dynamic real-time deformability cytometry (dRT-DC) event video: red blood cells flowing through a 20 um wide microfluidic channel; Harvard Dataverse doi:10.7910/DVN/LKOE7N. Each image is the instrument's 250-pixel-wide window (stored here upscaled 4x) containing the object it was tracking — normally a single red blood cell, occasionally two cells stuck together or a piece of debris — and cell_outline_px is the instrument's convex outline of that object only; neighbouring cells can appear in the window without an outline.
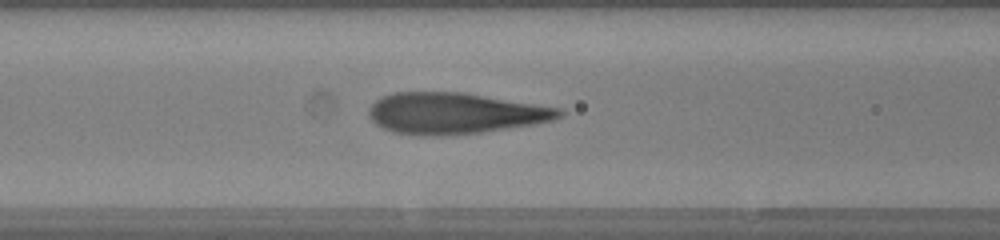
{"species": "human", "species_latin": "Homo sapiens", "temperature_condition": "warm", "stored_images_in_passage": 35, "camera_frame_rate_fps": 3000, "um_per_image_px": 0.085, "donor": {"sex": "female"}, "frame": {"image": 1, "passage_image": 11, "time_ms": 3.333, "image_size_px": [1000, 240], "cell_outline_px": [[564, 112], [560, 116], [552, 120], [532, 124], [480, 132], [440, 136], [392, 132], [376, 124], [368, 116], [368, 108], [380, 96], [392, 92], [464, 92], [560, 108]], "centroid_in_image_um": [38.6, 9.61], "position_along_channel_um": 128.0, "area_um2": 45.37}}
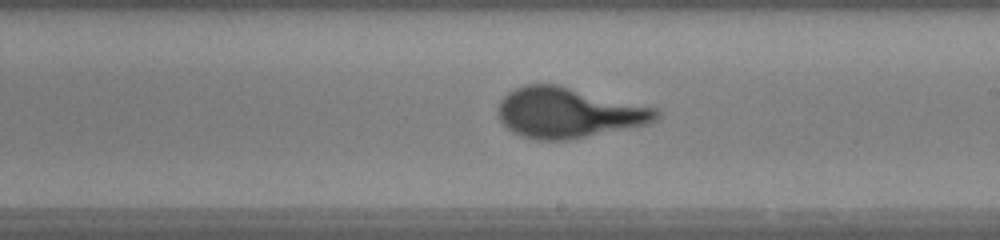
{"frame": {"image": 2, "passage_image": 19, "time_ms": 6.0, "image_size_px": [1000, 240], "cell_outline_px": [[660, 116], [656, 120], [648, 124], [568, 140], [536, 140], [520, 136], [512, 132], [500, 120], [500, 100], [508, 92], [524, 84], [556, 84], [656, 108], [660, 112]], "centroid_in_image_um": [48.31, 9.59], "position_along_channel_um": 240.7, "area_um2": 46.07}}
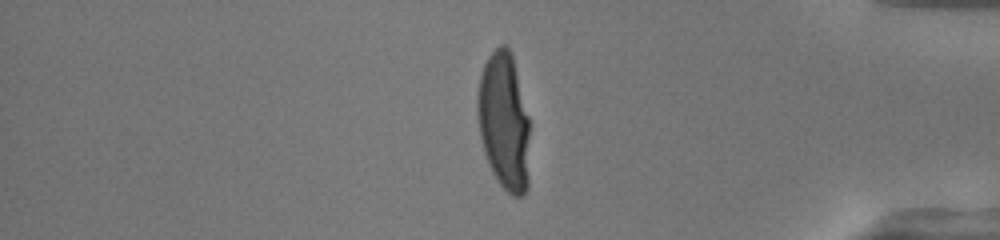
{"frame": {"image": 3, "passage_image": 32, "time_ms": 10.333, "image_size_px": [1000, 240], "cell_outline_px": [[528, 188], [524, 196], [512, 196], [496, 180], [492, 172], [484, 152], [480, 136], [476, 112], [476, 96], [480, 76], [484, 64], [488, 56], [500, 44], [508, 44], [512, 52], [528, 116]], "centroid_in_image_um": [42.82, 10.29], "position_along_channel_um": 392.4, "area_um2": 42.25}}